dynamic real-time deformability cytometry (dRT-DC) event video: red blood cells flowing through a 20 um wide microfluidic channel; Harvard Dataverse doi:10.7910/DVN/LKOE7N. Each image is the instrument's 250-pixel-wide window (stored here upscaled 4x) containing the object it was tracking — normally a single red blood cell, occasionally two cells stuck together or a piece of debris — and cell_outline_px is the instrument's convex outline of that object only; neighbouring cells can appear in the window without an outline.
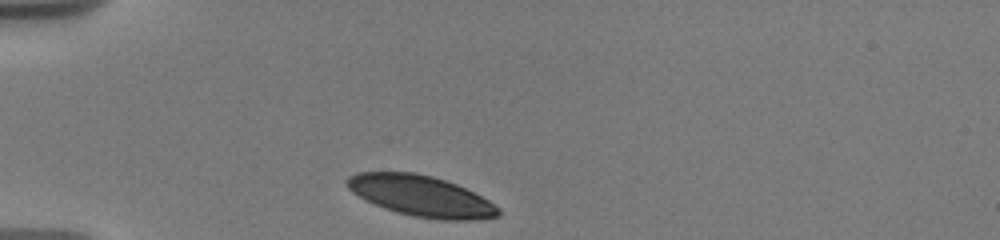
{"species": "human", "species_latin": "Homo sapiens", "temperature_condition": "warm", "stored_images_in_passage": 35, "camera_frame_rate_fps": 3000, "um_per_image_px": 0.085, "donor": {"sex": "male"}, "frame": {"image": 1, "passage_image": 1, "time_ms": 0.0, "image_size_px": [1000, 240], "cell_outline_px": [[500, 216], [476, 220], [440, 220], [412, 216], [396, 212], [384, 208], [352, 192], [344, 184], [344, 180], [348, 176], [356, 172], [412, 172], [432, 176], [456, 184], [488, 200], [500, 208]], "centroid_in_image_um": [35.77, 16.66], "position_along_channel_um": 49.2, "area_um2": 35.95}}
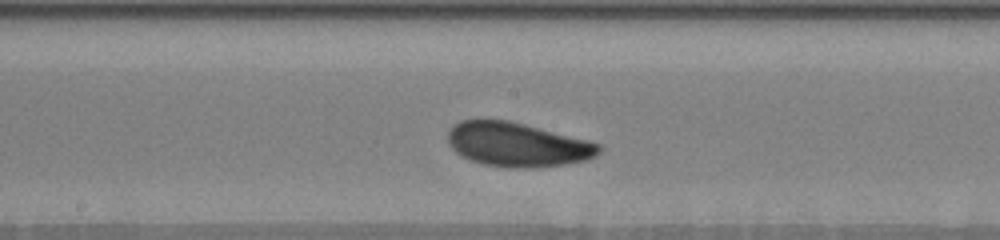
{"frame": {"image": 2, "passage_image": 16, "time_ms": 5.0, "image_size_px": [1000, 240], "cell_outline_px": [[600, 152], [596, 156], [588, 160], [564, 164], [528, 168], [512, 168], [484, 164], [472, 160], [456, 152], [448, 144], [448, 128], [452, 124], [460, 120], [476, 116], [480, 116], [508, 120], [588, 140], [600, 144]], "centroid_in_image_um": [43.9, 12.24], "position_along_channel_um": 204.3, "area_um2": 39.48}}
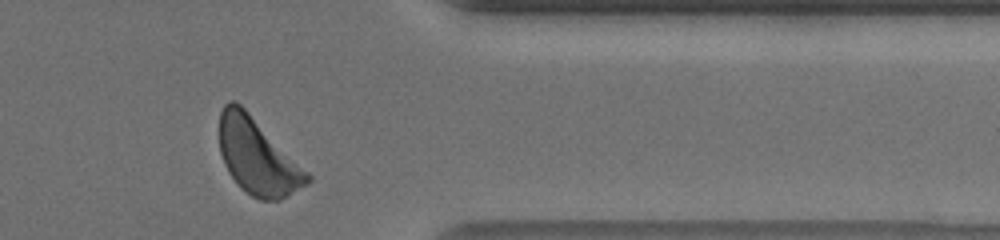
{"frame": {"image": 3, "passage_image": 33, "time_ms": 10.333, "image_size_px": [1000, 240], "cell_outline_px": [[312, 180], [308, 184], [288, 196], [280, 200], [260, 200], [252, 196], [240, 188], [228, 172], [224, 164], [220, 152], [220, 112], [224, 104], [228, 100], [236, 100], [312, 176]], "centroid_in_image_um": [21.88, 13.33], "position_along_channel_um": 389.5, "area_um2": 38.55}, "authors_computed_cell_mechanics": {"area_um2": 38.2636, "velocity_mm_per_s": 3.6286, "shape_relaxation_time_tau1_ms": 2.5536, "shape_relaxation_time_tau2_ms": null, "deformation_change_tau1": 0.0997, "deformation_change_tau2": null}}